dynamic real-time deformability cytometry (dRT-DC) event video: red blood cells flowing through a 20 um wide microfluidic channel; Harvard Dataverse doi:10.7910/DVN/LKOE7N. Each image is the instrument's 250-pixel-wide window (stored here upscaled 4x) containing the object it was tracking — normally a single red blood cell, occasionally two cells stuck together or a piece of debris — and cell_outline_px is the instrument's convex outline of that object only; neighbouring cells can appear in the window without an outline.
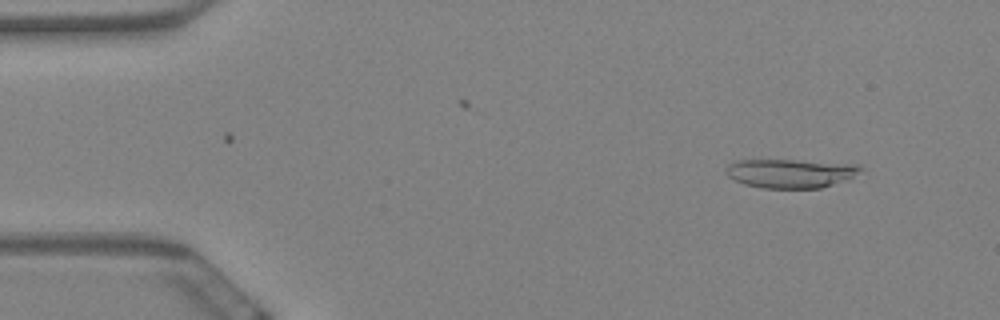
{"species": "Egyptian fruit bat (a non-hibernating species)", "species_latin": "Rousettus aegyptiacus", "temperature_condition": "warm", "stored_images_in_passage": 56, "camera_frame_rate_fps": 3000, "um_per_image_px": 0.085, "animal": {"sex": "female"}, "frame": {"image": 1, "passage_image": 4, "time_ms": 1.0, "image_size_px": [1000, 320], "cell_outline_px": [[864, 168], [852, 176], [844, 180], [820, 188], [764, 188], [744, 184], [728, 176], [724, 172], [728, 164], [732, 160], [792, 160], [860, 164]], "centroid_in_image_um": [67.15, 14.72], "position_along_channel_um": 17.8, "area_um2": 22.6}}
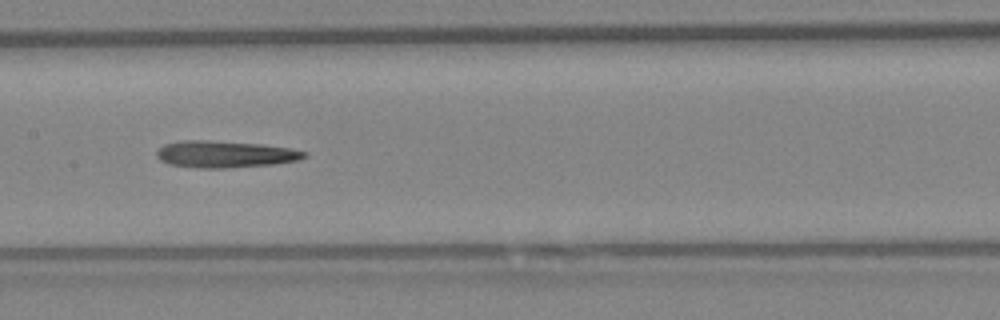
{"frame": {"image": 2, "passage_image": 27, "time_ms": 8.667, "image_size_px": [1000, 320], "cell_outline_px": [[308, 156], [300, 160], [272, 164], [224, 168], [200, 168], [168, 164], [160, 160], [156, 156], [156, 152], [164, 144], [180, 140], [208, 140], [260, 144], [288, 148], [308, 152]], "centroid_in_image_um": [19.11, 13.1], "position_along_channel_um": 188.3, "area_um2": 23.06}}
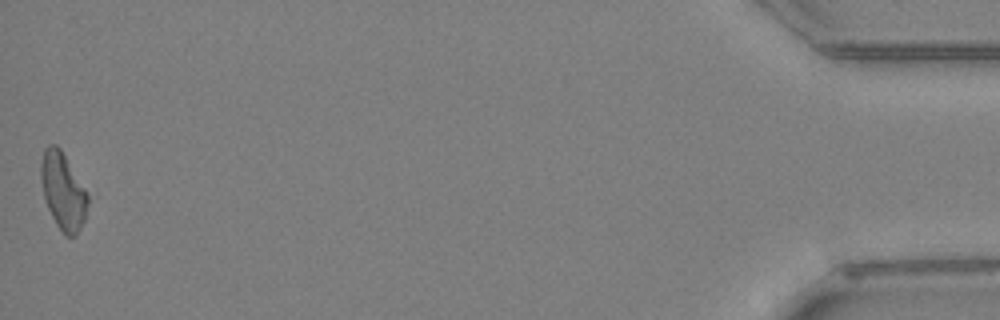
{"frame": {"image": 3, "passage_image": 56, "time_ms": 18.333, "image_size_px": [1000, 320], "cell_outline_px": [[96, 196], [76, 236], [64, 236], [56, 224], [44, 200], [40, 180], [40, 164], [44, 148], [48, 144], [56, 144], [60, 148]], "centroid_in_image_um": [5.47, 16.22], "position_along_channel_um": 429.7, "area_um2": 22.83}}